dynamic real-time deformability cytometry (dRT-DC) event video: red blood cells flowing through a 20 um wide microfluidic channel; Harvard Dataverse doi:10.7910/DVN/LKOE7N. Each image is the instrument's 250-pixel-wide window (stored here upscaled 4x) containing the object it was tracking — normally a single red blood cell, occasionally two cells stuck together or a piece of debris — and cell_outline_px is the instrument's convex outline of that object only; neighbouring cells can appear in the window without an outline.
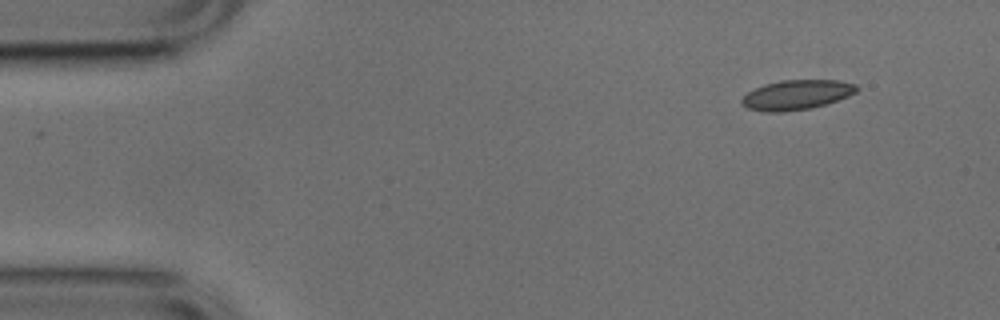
{"species": "common noctule bat (a hibernating species)", "species_latin": "Nyctalus noctula", "temperature_condition": "cold", "stored_images_in_passage": 48, "camera_frame_rate_fps": 3000, "um_per_image_px": 0.085, "animal": {"sex": "male", "body_mass_g": 17.9, "forearm_length_mm": 54.2}, "frame": {"image": 1, "passage_image": 1, "time_ms": 0.0, "image_size_px": [1000, 320], "cell_outline_px": [[860, 88], [856, 92], [848, 96], [812, 108], [784, 112], [764, 112], [748, 108], [740, 104], [740, 100], [748, 92], [764, 84], [780, 80], [840, 80], [856, 84]], "centroid_in_image_um": [67.7, 8.06], "position_along_channel_um": 17.3, "area_um2": 20.0}}
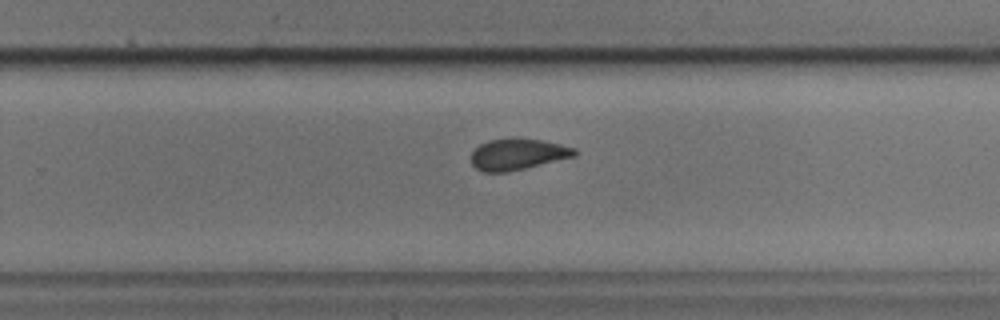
{"frame": {"image": 2, "passage_image": 29, "time_ms": 9.333, "image_size_px": [1000, 320], "cell_outline_px": [[580, 152], [576, 156], [508, 172], [484, 172], [476, 168], [472, 164], [472, 152], [480, 144], [488, 140], [540, 140], [560, 144], [576, 148]], "centroid_in_image_um": [44.04, 13.14], "position_along_channel_um": 285.8, "area_um2": 18.38}}
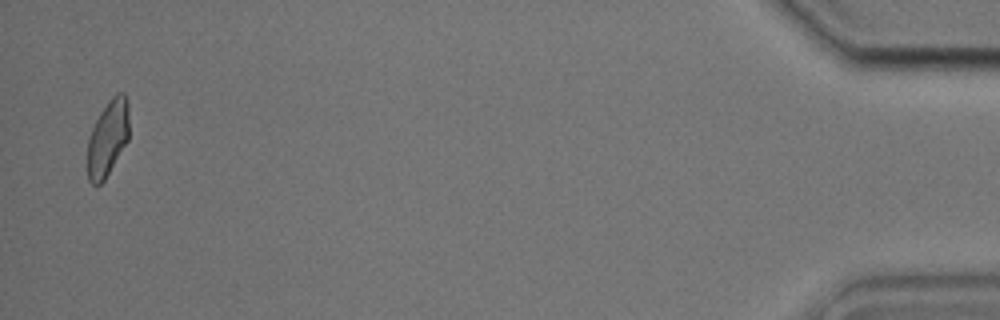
{"frame": {"image": 3, "passage_image": 47, "time_ms": 15.333, "image_size_px": [1000, 320], "cell_outline_px": [[128, 140], [104, 180], [100, 184], [92, 184], [88, 180], [88, 140], [92, 128], [100, 112], [108, 100], [116, 92], [124, 92], [128, 100]], "centroid_in_image_um": [9.17, 11.7], "position_along_channel_um": 426.0, "area_um2": 18.32}, "authors_computed_cell_mechanics": {"area_um2": 19.4497, "velocity_mm_per_s": 3.8107, "shape_relaxation_time_tau1_ms": 3.6479, "shape_relaxation_time_tau2_ms": 1.78, "deformation_change_tau1": 0.0879, "deformation_change_tau2": 0.0483}}